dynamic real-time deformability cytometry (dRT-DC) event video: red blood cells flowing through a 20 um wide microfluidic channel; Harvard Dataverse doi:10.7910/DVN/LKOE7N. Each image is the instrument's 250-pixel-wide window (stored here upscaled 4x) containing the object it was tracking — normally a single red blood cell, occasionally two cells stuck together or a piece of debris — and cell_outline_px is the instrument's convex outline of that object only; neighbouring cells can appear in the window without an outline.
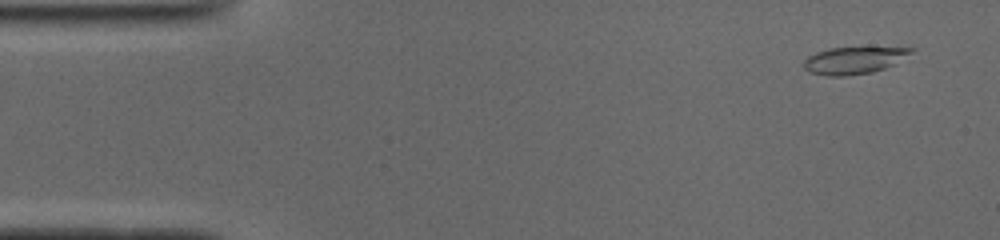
{"species": "common noctule bat (a hibernating species)", "species_latin": "Nyctalus noctula", "temperature_condition": "cold", "stored_images_in_passage": 50, "camera_frame_rate_fps": 3000, "um_per_image_px": 0.085, "animal": {"sex": "male", "body_mass_g": 19.0, "forearm_length_mm": 50.8}, "frame": {"image": 1, "passage_image": 2, "time_ms": 0.333, "image_size_px": [1000, 240], "cell_outline_px": [[916, 48], [912, 52], [892, 64], [884, 68], [872, 72], [844, 76], [828, 76], [812, 72], [804, 68], [804, 60], [808, 56], [816, 52], [832, 48]], "centroid_in_image_um": [72.53, 5.13], "position_along_channel_um": 12.5, "area_um2": 16.36}}
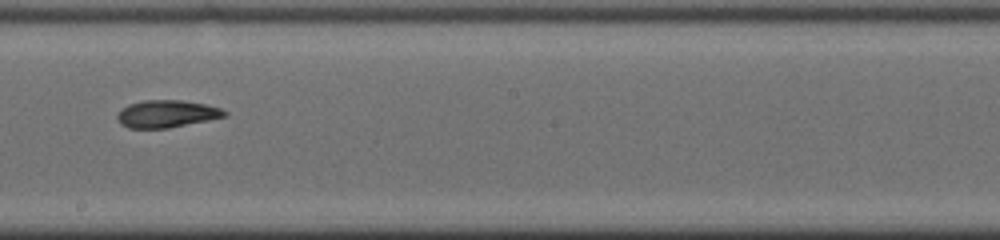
{"frame": {"image": 2, "passage_image": 27, "time_ms": 8.667, "image_size_px": [1000, 240], "cell_outline_px": [[228, 116], [168, 128], [128, 128], [120, 124], [116, 116], [120, 108], [128, 104], [144, 100], [180, 100], [204, 104], [220, 108], [228, 112]], "centroid_in_image_um": [14.14, 9.67], "position_along_channel_um": 234.1, "area_um2": 17.17}}
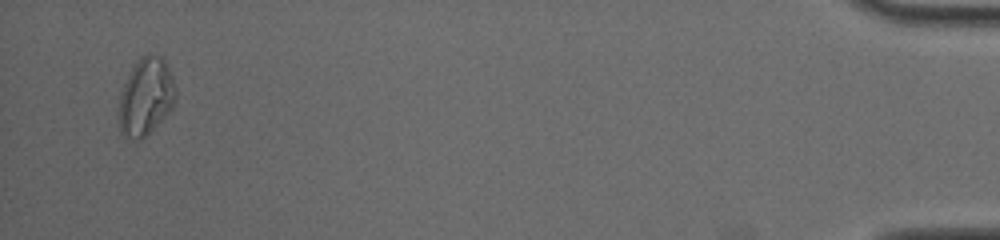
{"frame": {"image": 3, "passage_image": 48, "time_ms": 15.667, "image_size_px": [1000, 240], "cell_outline_px": [[176, 100], [172, 108], [140, 140], [136, 140], [128, 136], [120, 128], [116, 108], [120, 92], [136, 60], [140, 56], [148, 52], [152, 52], [160, 56], [164, 60], [168, 68], [176, 88]], "centroid_in_image_um": [12.37, 8.16], "position_along_channel_um": 422.8, "area_um2": 25.61}, "authors_computed_cell_mechanics": {"area_um2": 17.5712, "velocity_mm_per_s": 3.9329, "shape_relaxation_time_tau1_ms": 11.3452, "shape_relaxation_time_tau2_ms": 3.7832, "deformation_change_tau1": 0.2697, "deformation_change_tau2": 0.0986}}